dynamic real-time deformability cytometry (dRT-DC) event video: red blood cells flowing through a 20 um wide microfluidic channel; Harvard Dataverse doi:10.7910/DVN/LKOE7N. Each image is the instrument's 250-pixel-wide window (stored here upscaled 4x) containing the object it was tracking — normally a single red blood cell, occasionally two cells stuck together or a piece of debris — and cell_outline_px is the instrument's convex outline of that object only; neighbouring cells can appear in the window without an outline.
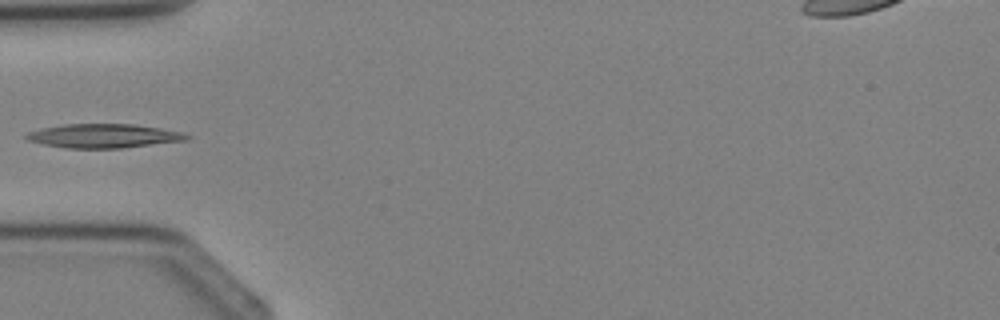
{"species": "Egyptian fruit bat (a non-hibernating species)", "species_latin": "Rousettus aegyptiacus", "temperature_condition": "cold", "stored_images_in_passage": 4, "camera_frame_rate_fps": 3000, "um_per_image_px": 0.085, "animal": {"sex": "female"}, "frame": {"image": 1, "passage_image": 4, "time_ms": 4.333, "image_size_px": [1000, 320], "cell_outline_px": [[192, 136], [188, 140], [120, 148], [68, 148], [44, 144], [28, 140], [24, 136], [28, 132], [40, 128], [64, 124], [136, 124], [184, 132]], "centroid_in_image_um": [8.84, 11.54], "position_along_channel_um": 76.2, "area_um2": 22.43}}